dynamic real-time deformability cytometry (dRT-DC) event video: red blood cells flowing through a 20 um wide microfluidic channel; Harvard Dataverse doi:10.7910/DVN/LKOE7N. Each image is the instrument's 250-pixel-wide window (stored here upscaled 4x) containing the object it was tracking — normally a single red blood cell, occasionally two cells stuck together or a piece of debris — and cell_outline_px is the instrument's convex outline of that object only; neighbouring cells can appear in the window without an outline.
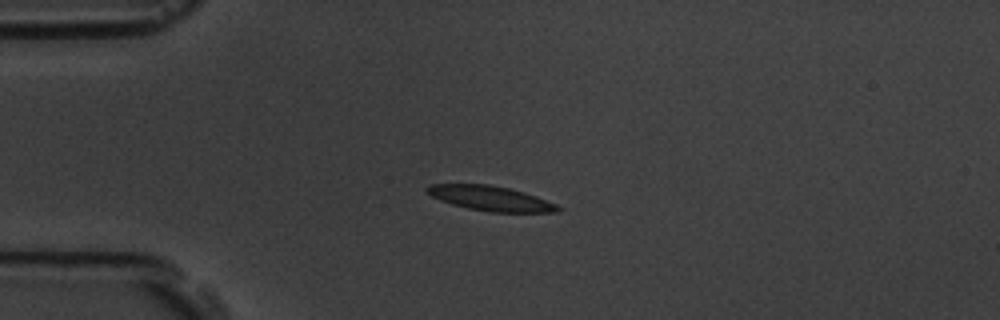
{"species": "common noctule bat (a hibernating species)", "species_latin": "Nyctalus noctula", "temperature_condition": "room temperature", "stored_images_in_passage": 4, "camera_frame_rate_fps": 3000, "um_per_image_px": 0.085, "animal": {"sex": "male", "body_mass_g": 19.5, "forearm_length_mm": 54.6}, "frame": {"image": 1, "passage_image": 3, "time_ms": 2.333, "image_size_px": [1000, 320], "cell_outline_px": [[564, 208], [560, 212], [492, 212], [468, 208], [452, 204], [440, 200], [424, 192], [424, 188], [428, 184], [488, 184], [508, 188], [524, 192], [536, 196], [556, 204]], "centroid_in_image_um": [41.69, 16.86], "position_along_channel_um": 43.3, "area_um2": 19.02}}